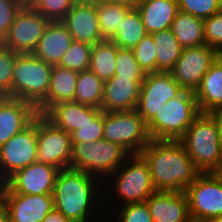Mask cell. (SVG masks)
<instances>
[{
  "instance_id": "obj_1",
  "label": "cell",
  "mask_w": 222,
  "mask_h": 222,
  "mask_svg": "<svg viewBox=\"0 0 222 222\" xmlns=\"http://www.w3.org/2000/svg\"><path fill=\"white\" fill-rule=\"evenodd\" d=\"M139 154L148 164L156 191L182 192L201 173L180 140L152 139Z\"/></svg>"
},
{
  "instance_id": "obj_12",
  "label": "cell",
  "mask_w": 222,
  "mask_h": 222,
  "mask_svg": "<svg viewBox=\"0 0 222 222\" xmlns=\"http://www.w3.org/2000/svg\"><path fill=\"white\" fill-rule=\"evenodd\" d=\"M219 56L220 54L207 44L184 48L169 72L185 91L195 92L203 76Z\"/></svg>"
},
{
  "instance_id": "obj_42",
  "label": "cell",
  "mask_w": 222,
  "mask_h": 222,
  "mask_svg": "<svg viewBox=\"0 0 222 222\" xmlns=\"http://www.w3.org/2000/svg\"><path fill=\"white\" fill-rule=\"evenodd\" d=\"M42 222H73L67 219L59 210L53 208Z\"/></svg>"
},
{
  "instance_id": "obj_46",
  "label": "cell",
  "mask_w": 222,
  "mask_h": 222,
  "mask_svg": "<svg viewBox=\"0 0 222 222\" xmlns=\"http://www.w3.org/2000/svg\"><path fill=\"white\" fill-rule=\"evenodd\" d=\"M218 121L219 133H220V145L222 148V110L212 113Z\"/></svg>"
},
{
  "instance_id": "obj_19",
  "label": "cell",
  "mask_w": 222,
  "mask_h": 222,
  "mask_svg": "<svg viewBox=\"0 0 222 222\" xmlns=\"http://www.w3.org/2000/svg\"><path fill=\"white\" fill-rule=\"evenodd\" d=\"M37 115V108L29 102L0 97V146L30 125Z\"/></svg>"
},
{
  "instance_id": "obj_39",
  "label": "cell",
  "mask_w": 222,
  "mask_h": 222,
  "mask_svg": "<svg viewBox=\"0 0 222 222\" xmlns=\"http://www.w3.org/2000/svg\"><path fill=\"white\" fill-rule=\"evenodd\" d=\"M78 0H43L35 9L50 21H61Z\"/></svg>"
},
{
  "instance_id": "obj_43",
  "label": "cell",
  "mask_w": 222,
  "mask_h": 222,
  "mask_svg": "<svg viewBox=\"0 0 222 222\" xmlns=\"http://www.w3.org/2000/svg\"><path fill=\"white\" fill-rule=\"evenodd\" d=\"M104 1L125 5L129 8H137L144 0H104Z\"/></svg>"
},
{
  "instance_id": "obj_33",
  "label": "cell",
  "mask_w": 222,
  "mask_h": 222,
  "mask_svg": "<svg viewBox=\"0 0 222 222\" xmlns=\"http://www.w3.org/2000/svg\"><path fill=\"white\" fill-rule=\"evenodd\" d=\"M17 54L0 42V97L12 98L13 68Z\"/></svg>"
},
{
  "instance_id": "obj_15",
  "label": "cell",
  "mask_w": 222,
  "mask_h": 222,
  "mask_svg": "<svg viewBox=\"0 0 222 222\" xmlns=\"http://www.w3.org/2000/svg\"><path fill=\"white\" fill-rule=\"evenodd\" d=\"M59 171L55 166L36 161L7 180L5 193L52 194Z\"/></svg>"
},
{
  "instance_id": "obj_17",
  "label": "cell",
  "mask_w": 222,
  "mask_h": 222,
  "mask_svg": "<svg viewBox=\"0 0 222 222\" xmlns=\"http://www.w3.org/2000/svg\"><path fill=\"white\" fill-rule=\"evenodd\" d=\"M3 205L9 213L10 222H42L54 208V199L52 194L4 193Z\"/></svg>"
},
{
  "instance_id": "obj_48",
  "label": "cell",
  "mask_w": 222,
  "mask_h": 222,
  "mask_svg": "<svg viewBox=\"0 0 222 222\" xmlns=\"http://www.w3.org/2000/svg\"><path fill=\"white\" fill-rule=\"evenodd\" d=\"M185 222H209V221L204 220V219L194 218V217L190 216Z\"/></svg>"
},
{
  "instance_id": "obj_32",
  "label": "cell",
  "mask_w": 222,
  "mask_h": 222,
  "mask_svg": "<svg viewBox=\"0 0 222 222\" xmlns=\"http://www.w3.org/2000/svg\"><path fill=\"white\" fill-rule=\"evenodd\" d=\"M92 45L73 41L58 66L77 72L89 69Z\"/></svg>"
},
{
  "instance_id": "obj_38",
  "label": "cell",
  "mask_w": 222,
  "mask_h": 222,
  "mask_svg": "<svg viewBox=\"0 0 222 222\" xmlns=\"http://www.w3.org/2000/svg\"><path fill=\"white\" fill-rule=\"evenodd\" d=\"M204 21V39L208 46L222 53V11Z\"/></svg>"
},
{
  "instance_id": "obj_36",
  "label": "cell",
  "mask_w": 222,
  "mask_h": 222,
  "mask_svg": "<svg viewBox=\"0 0 222 222\" xmlns=\"http://www.w3.org/2000/svg\"><path fill=\"white\" fill-rule=\"evenodd\" d=\"M132 50L145 73L157 72L156 46L152 34L144 36Z\"/></svg>"
},
{
  "instance_id": "obj_13",
  "label": "cell",
  "mask_w": 222,
  "mask_h": 222,
  "mask_svg": "<svg viewBox=\"0 0 222 222\" xmlns=\"http://www.w3.org/2000/svg\"><path fill=\"white\" fill-rule=\"evenodd\" d=\"M183 91L170 72L146 73L136 111L148 123L162 105Z\"/></svg>"
},
{
  "instance_id": "obj_44",
  "label": "cell",
  "mask_w": 222,
  "mask_h": 222,
  "mask_svg": "<svg viewBox=\"0 0 222 222\" xmlns=\"http://www.w3.org/2000/svg\"><path fill=\"white\" fill-rule=\"evenodd\" d=\"M43 0H20L21 6L27 9H36Z\"/></svg>"
},
{
  "instance_id": "obj_23",
  "label": "cell",
  "mask_w": 222,
  "mask_h": 222,
  "mask_svg": "<svg viewBox=\"0 0 222 222\" xmlns=\"http://www.w3.org/2000/svg\"><path fill=\"white\" fill-rule=\"evenodd\" d=\"M200 113L222 110V56L220 55L203 76L194 92Z\"/></svg>"
},
{
  "instance_id": "obj_35",
  "label": "cell",
  "mask_w": 222,
  "mask_h": 222,
  "mask_svg": "<svg viewBox=\"0 0 222 222\" xmlns=\"http://www.w3.org/2000/svg\"><path fill=\"white\" fill-rule=\"evenodd\" d=\"M179 11L202 20L222 11V0H178Z\"/></svg>"
},
{
  "instance_id": "obj_9",
  "label": "cell",
  "mask_w": 222,
  "mask_h": 222,
  "mask_svg": "<svg viewBox=\"0 0 222 222\" xmlns=\"http://www.w3.org/2000/svg\"><path fill=\"white\" fill-rule=\"evenodd\" d=\"M184 192L191 217L210 221L222 215V172L200 173Z\"/></svg>"
},
{
  "instance_id": "obj_28",
  "label": "cell",
  "mask_w": 222,
  "mask_h": 222,
  "mask_svg": "<svg viewBox=\"0 0 222 222\" xmlns=\"http://www.w3.org/2000/svg\"><path fill=\"white\" fill-rule=\"evenodd\" d=\"M148 33L137 8H131L111 39L119 48L133 49Z\"/></svg>"
},
{
  "instance_id": "obj_11",
  "label": "cell",
  "mask_w": 222,
  "mask_h": 222,
  "mask_svg": "<svg viewBox=\"0 0 222 222\" xmlns=\"http://www.w3.org/2000/svg\"><path fill=\"white\" fill-rule=\"evenodd\" d=\"M37 116L21 132L0 146V175L7 181L37 160Z\"/></svg>"
},
{
  "instance_id": "obj_5",
  "label": "cell",
  "mask_w": 222,
  "mask_h": 222,
  "mask_svg": "<svg viewBox=\"0 0 222 222\" xmlns=\"http://www.w3.org/2000/svg\"><path fill=\"white\" fill-rule=\"evenodd\" d=\"M200 114L195 93L183 91L168 100L147 123L151 139L180 140Z\"/></svg>"
},
{
  "instance_id": "obj_14",
  "label": "cell",
  "mask_w": 222,
  "mask_h": 222,
  "mask_svg": "<svg viewBox=\"0 0 222 222\" xmlns=\"http://www.w3.org/2000/svg\"><path fill=\"white\" fill-rule=\"evenodd\" d=\"M49 23L35 9L22 7L2 43L18 54L33 53Z\"/></svg>"
},
{
  "instance_id": "obj_6",
  "label": "cell",
  "mask_w": 222,
  "mask_h": 222,
  "mask_svg": "<svg viewBox=\"0 0 222 222\" xmlns=\"http://www.w3.org/2000/svg\"><path fill=\"white\" fill-rule=\"evenodd\" d=\"M53 66L33 53L17 54L13 68L12 98L37 107L47 96Z\"/></svg>"
},
{
  "instance_id": "obj_24",
  "label": "cell",
  "mask_w": 222,
  "mask_h": 222,
  "mask_svg": "<svg viewBox=\"0 0 222 222\" xmlns=\"http://www.w3.org/2000/svg\"><path fill=\"white\" fill-rule=\"evenodd\" d=\"M78 72L53 66L46 98L36 107L38 114H44L52 105L74 101Z\"/></svg>"
},
{
  "instance_id": "obj_10",
  "label": "cell",
  "mask_w": 222,
  "mask_h": 222,
  "mask_svg": "<svg viewBox=\"0 0 222 222\" xmlns=\"http://www.w3.org/2000/svg\"><path fill=\"white\" fill-rule=\"evenodd\" d=\"M37 160L62 169L70 167L71 135L56 127L43 114L37 115Z\"/></svg>"
},
{
  "instance_id": "obj_47",
  "label": "cell",
  "mask_w": 222,
  "mask_h": 222,
  "mask_svg": "<svg viewBox=\"0 0 222 222\" xmlns=\"http://www.w3.org/2000/svg\"><path fill=\"white\" fill-rule=\"evenodd\" d=\"M0 222H10L9 213L4 205L0 207Z\"/></svg>"
},
{
  "instance_id": "obj_26",
  "label": "cell",
  "mask_w": 222,
  "mask_h": 222,
  "mask_svg": "<svg viewBox=\"0 0 222 222\" xmlns=\"http://www.w3.org/2000/svg\"><path fill=\"white\" fill-rule=\"evenodd\" d=\"M170 29L183 49L206 44L204 21L191 14L179 11Z\"/></svg>"
},
{
  "instance_id": "obj_45",
  "label": "cell",
  "mask_w": 222,
  "mask_h": 222,
  "mask_svg": "<svg viewBox=\"0 0 222 222\" xmlns=\"http://www.w3.org/2000/svg\"><path fill=\"white\" fill-rule=\"evenodd\" d=\"M7 187V181L0 175V207L4 204V193Z\"/></svg>"
},
{
  "instance_id": "obj_16",
  "label": "cell",
  "mask_w": 222,
  "mask_h": 222,
  "mask_svg": "<svg viewBox=\"0 0 222 222\" xmlns=\"http://www.w3.org/2000/svg\"><path fill=\"white\" fill-rule=\"evenodd\" d=\"M74 41L94 45L103 41L95 0H78L61 20Z\"/></svg>"
},
{
  "instance_id": "obj_2",
  "label": "cell",
  "mask_w": 222,
  "mask_h": 222,
  "mask_svg": "<svg viewBox=\"0 0 222 222\" xmlns=\"http://www.w3.org/2000/svg\"><path fill=\"white\" fill-rule=\"evenodd\" d=\"M102 185L108 187L89 173L70 168L62 169L57 175L52 193L54 208L73 222H93L92 213L98 207L96 204L100 203L98 197L102 198L101 195H104L100 193Z\"/></svg>"
},
{
  "instance_id": "obj_49",
  "label": "cell",
  "mask_w": 222,
  "mask_h": 222,
  "mask_svg": "<svg viewBox=\"0 0 222 222\" xmlns=\"http://www.w3.org/2000/svg\"><path fill=\"white\" fill-rule=\"evenodd\" d=\"M209 222H222V215L220 217L215 218L214 220H210Z\"/></svg>"
},
{
  "instance_id": "obj_41",
  "label": "cell",
  "mask_w": 222,
  "mask_h": 222,
  "mask_svg": "<svg viewBox=\"0 0 222 222\" xmlns=\"http://www.w3.org/2000/svg\"><path fill=\"white\" fill-rule=\"evenodd\" d=\"M21 8L20 0H0V42L7 37L10 26Z\"/></svg>"
},
{
  "instance_id": "obj_30",
  "label": "cell",
  "mask_w": 222,
  "mask_h": 222,
  "mask_svg": "<svg viewBox=\"0 0 222 222\" xmlns=\"http://www.w3.org/2000/svg\"><path fill=\"white\" fill-rule=\"evenodd\" d=\"M104 81L91 70L78 72L74 102L101 109Z\"/></svg>"
},
{
  "instance_id": "obj_21",
  "label": "cell",
  "mask_w": 222,
  "mask_h": 222,
  "mask_svg": "<svg viewBox=\"0 0 222 222\" xmlns=\"http://www.w3.org/2000/svg\"><path fill=\"white\" fill-rule=\"evenodd\" d=\"M102 110L74 101L52 105L43 115L56 127L71 134L87 121H92Z\"/></svg>"
},
{
  "instance_id": "obj_4",
  "label": "cell",
  "mask_w": 222,
  "mask_h": 222,
  "mask_svg": "<svg viewBox=\"0 0 222 222\" xmlns=\"http://www.w3.org/2000/svg\"><path fill=\"white\" fill-rule=\"evenodd\" d=\"M131 155L120 144L106 139L92 143H72L69 168L89 173L104 183Z\"/></svg>"
},
{
  "instance_id": "obj_40",
  "label": "cell",
  "mask_w": 222,
  "mask_h": 222,
  "mask_svg": "<svg viewBox=\"0 0 222 222\" xmlns=\"http://www.w3.org/2000/svg\"><path fill=\"white\" fill-rule=\"evenodd\" d=\"M119 208L122 209L115 217L118 222H153L146 202L128 203Z\"/></svg>"
},
{
  "instance_id": "obj_22",
  "label": "cell",
  "mask_w": 222,
  "mask_h": 222,
  "mask_svg": "<svg viewBox=\"0 0 222 222\" xmlns=\"http://www.w3.org/2000/svg\"><path fill=\"white\" fill-rule=\"evenodd\" d=\"M73 37L61 21H50L33 54L52 66L58 65Z\"/></svg>"
},
{
  "instance_id": "obj_25",
  "label": "cell",
  "mask_w": 222,
  "mask_h": 222,
  "mask_svg": "<svg viewBox=\"0 0 222 222\" xmlns=\"http://www.w3.org/2000/svg\"><path fill=\"white\" fill-rule=\"evenodd\" d=\"M137 9L148 34L170 29L179 12L178 0H144Z\"/></svg>"
},
{
  "instance_id": "obj_7",
  "label": "cell",
  "mask_w": 222,
  "mask_h": 222,
  "mask_svg": "<svg viewBox=\"0 0 222 222\" xmlns=\"http://www.w3.org/2000/svg\"><path fill=\"white\" fill-rule=\"evenodd\" d=\"M107 179L122 205L145 202L156 191L148 164L140 154H132Z\"/></svg>"
},
{
  "instance_id": "obj_8",
  "label": "cell",
  "mask_w": 222,
  "mask_h": 222,
  "mask_svg": "<svg viewBox=\"0 0 222 222\" xmlns=\"http://www.w3.org/2000/svg\"><path fill=\"white\" fill-rule=\"evenodd\" d=\"M103 139L120 144L131 154H139L152 140L147 123L136 110L104 112Z\"/></svg>"
},
{
  "instance_id": "obj_29",
  "label": "cell",
  "mask_w": 222,
  "mask_h": 222,
  "mask_svg": "<svg viewBox=\"0 0 222 222\" xmlns=\"http://www.w3.org/2000/svg\"><path fill=\"white\" fill-rule=\"evenodd\" d=\"M156 46L157 72H169L180 58L182 47L171 29L152 33Z\"/></svg>"
},
{
  "instance_id": "obj_3",
  "label": "cell",
  "mask_w": 222,
  "mask_h": 222,
  "mask_svg": "<svg viewBox=\"0 0 222 222\" xmlns=\"http://www.w3.org/2000/svg\"><path fill=\"white\" fill-rule=\"evenodd\" d=\"M180 141L201 173L222 172L219 126L212 113H200Z\"/></svg>"
},
{
  "instance_id": "obj_34",
  "label": "cell",
  "mask_w": 222,
  "mask_h": 222,
  "mask_svg": "<svg viewBox=\"0 0 222 222\" xmlns=\"http://www.w3.org/2000/svg\"><path fill=\"white\" fill-rule=\"evenodd\" d=\"M146 73L140 67L132 49H118L114 76L117 78H145Z\"/></svg>"
},
{
  "instance_id": "obj_20",
  "label": "cell",
  "mask_w": 222,
  "mask_h": 222,
  "mask_svg": "<svg viewBox=\"0 0 222 222\" xmlns=\"http://www.w3.org/2000/svg\"><path fill=\"white\" fill-rule=\"evenodd\" d=\"M145 202L153 222H185L190 217L184 191H155Z\"/></svg>"
},
{
  "instance_id": "obj_27",
  "label": "cell",
  "mask_w": 222,
  "mask_h": 222,
  "mask_svg": "<svg viewBox=\"0 0 222 222\" xmlns=\"http://www.w3.org/2000/svg\"><path fill=\"white\" fill-rule=\"evenodd\" d=\"M119 47L111 40L92 45L89 70L104 82L114 76Z\"/></svg>"
},
{
  "instance_id": "obj_37",
  "label": "cell",
  "mask_w": 222,
  "mask_h": 222,
  "mask_svg": "<svg viewBox=\"0 0 222 222\" xmlns=\"http://www.w3.org/2000/svg\"><path fill=\"white\" fill-rule=\"evenodd\" d=\"M103 131L104 111H101L92 121H87L70 135L72 143H92L103 139Z\"/></svg>"
},
{
  "instance_id": "obj_31",
  "label": "cell",
  "mask_w": 222,
  "mask_h": 222,
  "mask_svg": "<svg viewBox=\"0 0 222 222\" xmlns=\"http://www.w3.org/2000/svg\"><path fill=\"white\" fill-rule=\"evenodd\" d=\"M101 35L104 40H111L116 34L125 14L131 9L125 5L95 0Z\"/></svg>"
},
{
  "instance_id": "obj_18",
  "label": "cell",
  "mask_w": 222,
  "mask_h": 222,
  "mask_svg": "<svg viewBox=\"0 0 222 222\" xmlns=\"http://www.w3.org/2000/svg\"><path fill=\"white\" fill-rule=\"evenodd\" d=\"M144 78H117L104 82L101 110L120 112L136 110Z\"/></svg>"
}]
</instances>
